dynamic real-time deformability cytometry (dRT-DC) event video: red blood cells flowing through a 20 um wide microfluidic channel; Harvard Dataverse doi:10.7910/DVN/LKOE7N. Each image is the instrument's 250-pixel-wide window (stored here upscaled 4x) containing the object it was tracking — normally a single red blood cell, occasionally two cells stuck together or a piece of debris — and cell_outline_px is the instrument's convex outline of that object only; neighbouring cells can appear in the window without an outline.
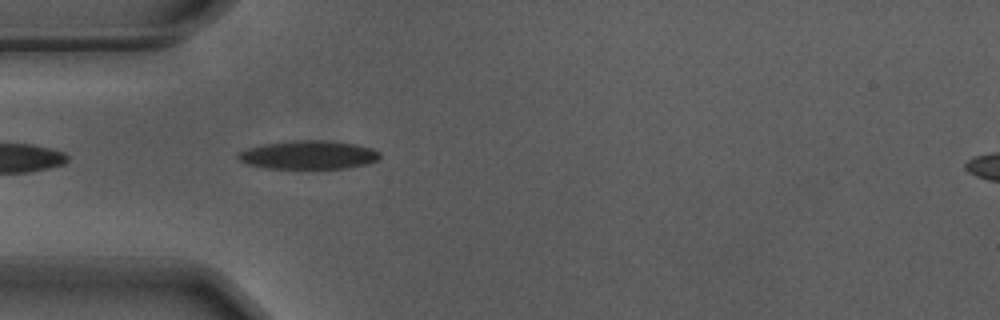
{"species": "Egyptian fruit bat (a non-hibernating species)", "species_latin": "Rousettus aegyptiacus", "temperature_condition": "warm", "stored_images_in_passage": 48, "camera_frame_rate_fps": 3000, "um_per_image_px": 0.085, "animal": {"sex": "male"}, "frame": {"image": 1, "passage_image": 14, "time_ms": 4.333, "image_size_px": [1000, 320], "cell_outline_px": [[380, 156], [376, 160], [368, 164], [348, 168], [264, 168], [248, 164], [240, 160], [236, 156], [240, 152], [248, 148], [260, 144], [308, 140], [320, 140], [356, 144], [372, 148], [380, 152]], "centroid_in_image_um": [26.24, 13.17], "position_along_channel_um": 58.8, "area_um2": 23.35}}
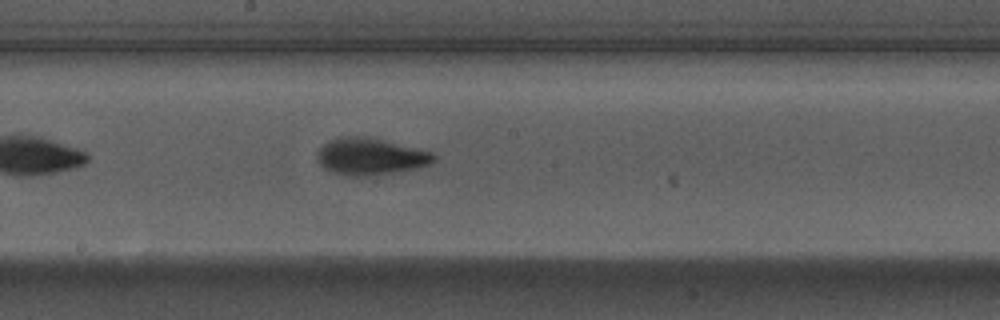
{"frame": {"image": 2, "passage_image": 27, "time_ms": 8.667, "image_size_px": [1000, 320], "cell_outline_px": [[436, 160], [432, 164], [416, 168], [392, 172], [364, 176], [348, 176], [332, 172], [324, 168], [320, 164], [316, 156], [320, 148], [324, 144], [332, 140], [348, 136], [356, 136], [380, 140], [432, 152], [436, 156]], "centroid_in_image_um": [31.48, 13.32], "position_along_channel_um": 216.7, "area_um2": 24.39}}
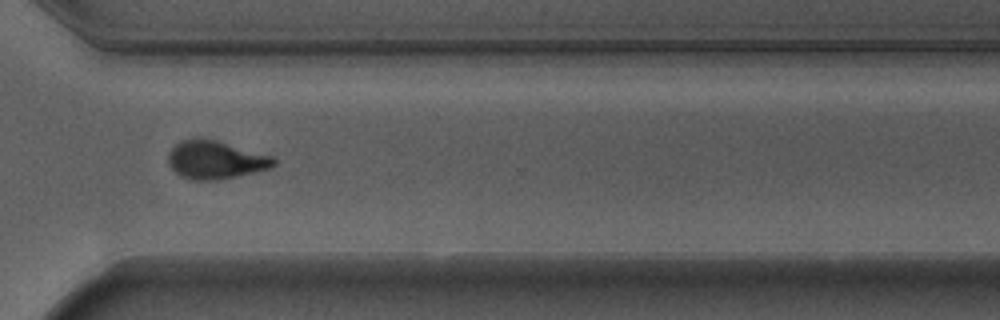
{"frame": {"image": 3, "passage_image": 38, "time_ms": 12.333, "image_size_px": [1000, 320], "cell_outline_px": [[276, 164], [272, 168], [236, 176], [216, 180], [192, 180], [180, 176], [172, 168], [168, 160], [168, 152], [180, 140], [192, 136], [200, 136], [216, 140], [272, 156], [276, 160]], "centroid_in_image_um": [18.29, 13.56], "position_along_channel_um": 352.3, "area_um2": 23.7}, "authors_computed_cell_mechanics": {"area_um2": 22.9755, "velocity_mm_per_s": 3.6991, "shape_relaxation_time_tau1_ms": 2.7834, "shape_relaxation_time_tau2_ms": 2.1438, "deformation_change_tau1": 0.163, "deformation_change_tau2": 0.0935}}